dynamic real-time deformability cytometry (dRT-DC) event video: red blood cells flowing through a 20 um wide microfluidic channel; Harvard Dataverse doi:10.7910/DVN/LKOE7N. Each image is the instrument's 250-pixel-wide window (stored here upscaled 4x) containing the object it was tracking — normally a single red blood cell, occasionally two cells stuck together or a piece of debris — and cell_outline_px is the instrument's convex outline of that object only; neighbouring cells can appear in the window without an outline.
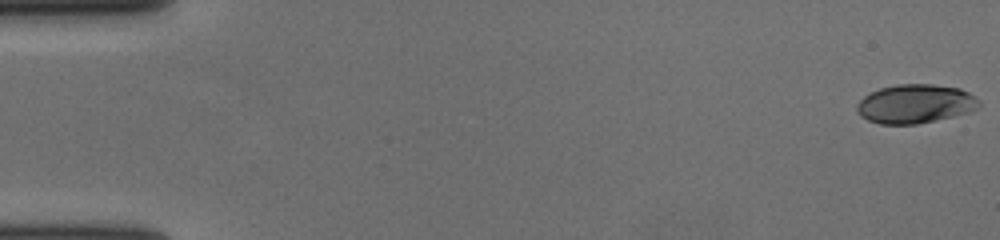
{"species": "human", "species_latin": "Homo sapiens", "temperature_condition": "cold", "stored_images_in_passage": 58, "camera_frame_rate_fps": 3000, "um_per_image_px": 0.085, "donor": {"sex": "female"}, "frame": {"image": 1, "passage_image": 1, "time_ms": 0.0, "image_size_px": [1000, 240], "cell_outline_px": [[980, 108], [972, 112], [936, 120], [916, 124], [880, 124], [868, 120], [860, 116], [856, 112], [856, 104], [864, 96], [880, 88], [896, 84], [932, 84], [960, 88], [976, 96], [980, 100]], "centroid_in_image_um": [77.83, 8.83], "position_along_channel_um": 7.2, "area_um2": 28.03}}
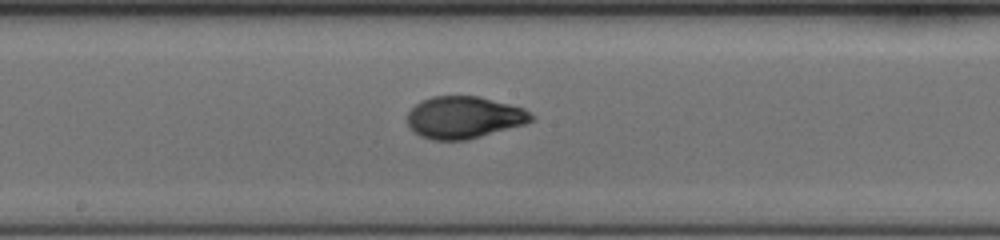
{"frame": {"image": 2, "passage_image": 32, "time_ms": 10.333, "image_size_px": [1000, 240], "cell_outline_px": [[536, 116], [532, 120], [524, 124], [468, 140], [432, 140], [420, 136], [412, 132], [408, 124], [408, 112], [420, 100], [432, 96], [480, 96], [524, 108]], "centroid_in_image_um": [39.43, 9.98], "position_along_channel_um": 208.8, "area_um2": 30.58}}
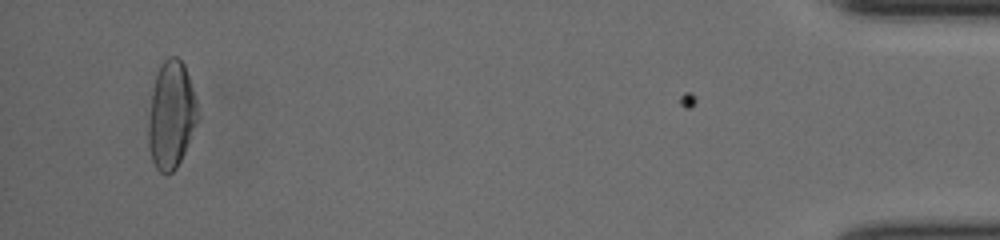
{"frame": {"image": 3, "passage_image": 56, "time_ms": 18.333, "image_size_px": [1000, 240], "cell_outline_px": [[196, 120], [184, 152], [176, 168], [172, 172], [164, 176], [156, 168], [152, 160], [148, 144], [148, 120], [152, 96], [156, 76], [160, 64], [168, 56], [176, 56], [184, 64], [196, 100]], "centroid_in_image_um": [14.51, 9.79], "position_along_channel_um": 420.7, "area_um2": 30.17}, "authors_computed_cell_mechanics": {"area_um2": 29.7959, "velocity_mm_per_s": 3.6399, "shape_relaxation_time_tau1_ms": 4.7838, "shape_relaxation_time_tau2_ms": 1.2099, "deformation_change_tau1": 0.2064, "deformation_change_tau2": 0.0537}}